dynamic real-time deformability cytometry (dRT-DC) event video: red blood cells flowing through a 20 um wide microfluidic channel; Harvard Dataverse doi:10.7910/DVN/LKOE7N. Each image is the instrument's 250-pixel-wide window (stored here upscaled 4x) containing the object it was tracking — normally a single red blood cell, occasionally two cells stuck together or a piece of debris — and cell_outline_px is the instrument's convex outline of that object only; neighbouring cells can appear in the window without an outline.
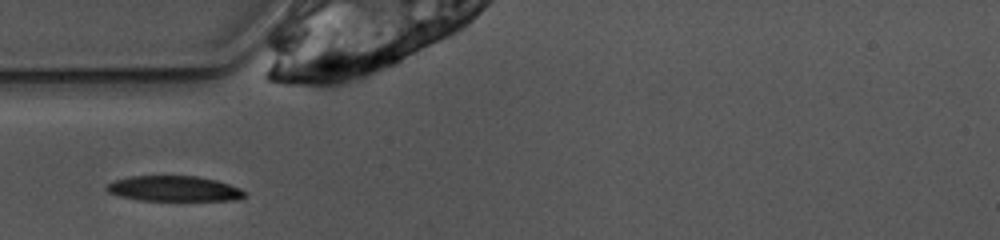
{"species": "common noctule bat (a hibernating species)", "species_latin": "Nyctalus noctula", "temperature_condition": "warm", "stored_images_in_passage": 26, "camera_frame_rate_fps": 3000, "um_per_image_px": 0.085, "animal": {"sex": "female", "body_mass_g": 10.0, "forearm_length_mm": 53.1}, "frame": {"image": 1, "passage_image": 2, "time_ms": 0.333, "image_size_px": [1000, 240], "cell_outline_px": [[244, 196], [240, 200], [140, 200], [120, 196], [108, 192], [104, 188], [108, 184], [116, 180], [132, 176], [196, 176], [216, 180], [240, 188], [244, 192]], "centroid_in_image_um": [14.79, 16.03], "position_along_channel_um": 70.2, "area_um2": 20.17}}
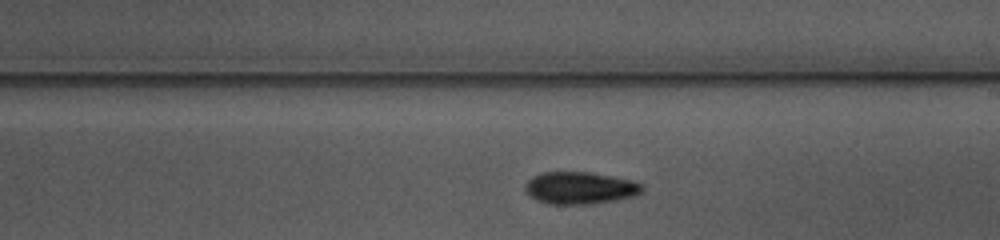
{"frame": {"image": 2, "passage_image": 15, "time_ms": 4.667, "image_size_px": [1000, 240], "cell_outline_px": [[644, 192], [636, 196], [616, 200], [592, 204], [548, 204], [536, 200], [528, 196], [524, 188], [524, 184], [532, 176], [540, 172], [588, 172], [612, 176], [632, 180], [640, 184], [644, 188]], "centroid_in_image_um": [49.28, 15.98], "position_along_channel_um": 239.7, "area_um2": 22.31}}
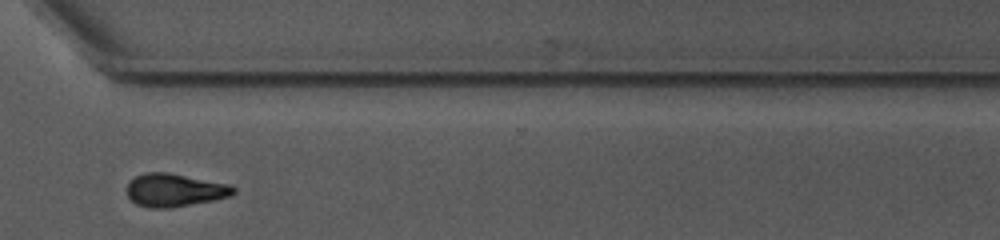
{"frame": {"image": 3, "passage_image": 24, "time_ms": 7.667, "image_size_px": [1000, 240], "cell_outline_px": [[236, 192], [232, 196], [212, 200], [168, 208], [148, 208], [136, 204], [128, 196], [128, 184], [136, 176], [144, 172], [168, 172], [228, 184], [236, 188]], "centroid_in_image_um": [14.85, 16.16], "position_along_channel_um": 355.8, "area_um2": 20.35}, "authors_computed_cell_mechanics": {"area_um2": 21.3571, "velocity_mm_per_s": 3.8799, "shape_relaxation_time_tau1_ms": 4.8022, "shape_relaxation_time_tau2_ms": null, "deformation_change_tau1": 0.1692, "deformation_change_tau2": null}}